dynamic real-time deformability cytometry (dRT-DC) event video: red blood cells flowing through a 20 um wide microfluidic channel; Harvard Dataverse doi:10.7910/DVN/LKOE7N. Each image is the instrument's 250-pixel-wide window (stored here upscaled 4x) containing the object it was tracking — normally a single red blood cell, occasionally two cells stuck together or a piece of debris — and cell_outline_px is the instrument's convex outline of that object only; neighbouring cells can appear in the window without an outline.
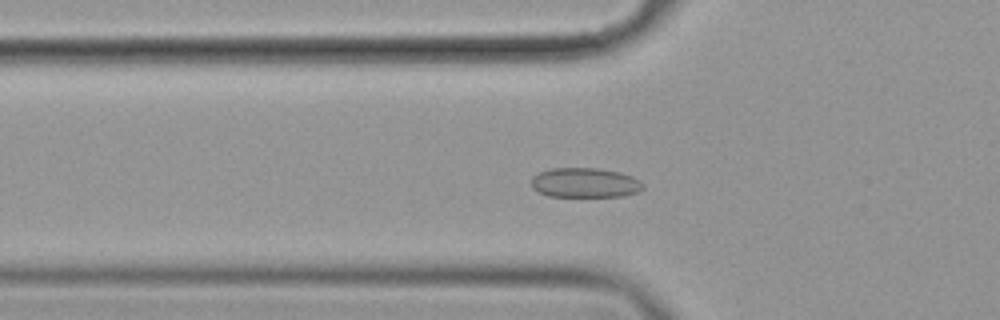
{"species": "common noctule bat (a hibernating species)", "species_latin": "Nyctalus noctula", "temperature_condition": "cold", "stored_images_in_passage": 59, "camera_frame_rate_fps": 3000, "um_per_image_px": 0.085, "animal": {"sex": "female", "body_mass_g": 19.9}, "frame": {"image": 1, "passage_image": 21, "time_ms": 6.667, "image_size_px": [1000, 320], "cell_outline_px": [[644, 188], [636, 192], [624, 196], [548, 196], [532, 188], [532, 176], [540, 172], [552, 168], [596, 168], [620, 172], [632, 176], [640, 180], [644, 184]], "centroid_in_image_um": [49.74, 15.53], "position_along_channel_um": 76.1, "area_um2": 19.31}}
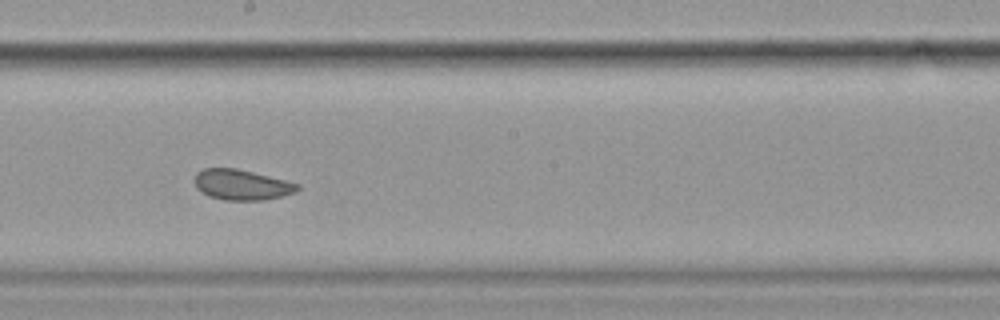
{"frame": {"image": 2, "passage_image": 34, "time_ms": 11.0, "image_size_px": [1000, 320], "cell_outline_px": [[300, 188], [296, 192], [264, 200], [224, 200], [208, 196], [200, 192], [196, 188], [192, 180], [196, 172], [204, 168], [236, 168], [300, 184]], "centroid_in_image_um": [20.47, 15.7], "position_along_channel_um": 227.7, "area_um2": 18.38}}
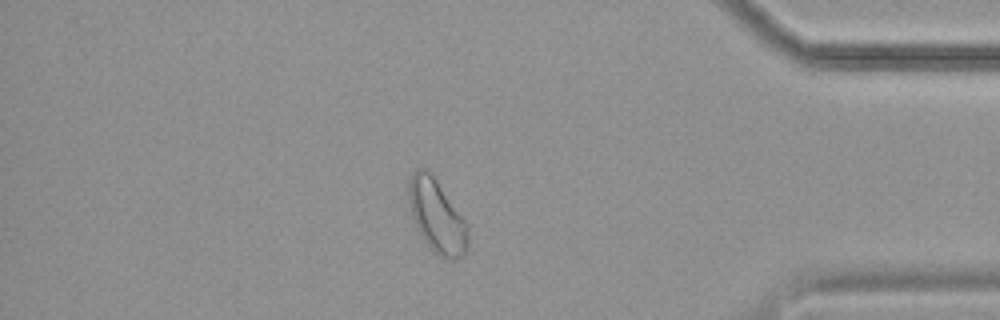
{"frame": {"image": 3, "passage_image": 51, "time_ms": 16.667, "image_size_px": [1000, 320], "cell_outline_px": [[468, 244], [464, 256], [456, 260], [452, 260], [440, 256], [420, 236], [412, 216], [408, 196], [408, 180], [416, 168], [424, 168], [436, 180], [468, 224]], "centroid_in_image_um": [37.14, 18.39], "position_along_channel_um": 398.1, "area_um2": 25.03}, "authors_computed_cell_mechanics": {"area_um2": 20.4612, "velocity_mm_per_s": 3.4972, "shape_relaxation_time_tau1_ms": 9.3289, "shape_relaxation_time_tau2_ms": 2.6136, "deformation_change_tau1": 0.0808, "deformation_change_tau2": 0.0575}}